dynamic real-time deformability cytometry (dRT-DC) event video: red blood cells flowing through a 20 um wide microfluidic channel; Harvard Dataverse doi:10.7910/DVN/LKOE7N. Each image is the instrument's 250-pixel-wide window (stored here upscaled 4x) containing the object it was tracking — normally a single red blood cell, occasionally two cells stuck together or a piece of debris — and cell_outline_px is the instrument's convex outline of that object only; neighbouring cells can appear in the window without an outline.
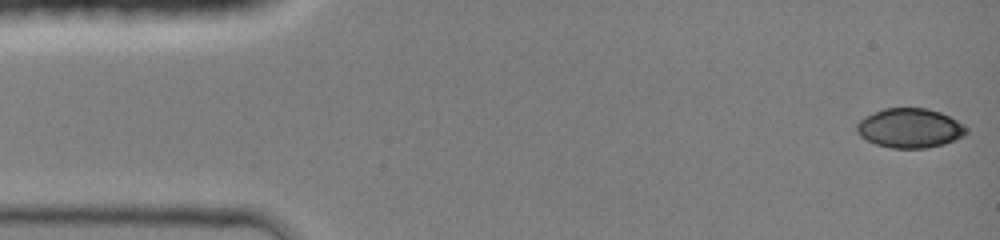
{"species": "common noctule bat (a hibernating species)", "species_latin": "Nyctalus noctula", "temperature_condition": "room temperature", "stored_images_in_passage": 45, "camera_frame_rate_fps": 3000, "um_per_image_px": 0.085, "animal": {"sex": "female", "body_mass_g": 19.0, "forearm_length_mm": 51.5}, "frame": {"image": 1, "passage_image": 1, "time_ms": 0.0, "image_size_px": [1000, 240], "cell_outline_px": [[968, 132], [964, 136], [944, 144], [924, 148], [892, 148], [876, 144], [860, 136], [856, 132], [856, 124], [864, 116], [884, 108], [928, 108], [940, 112], [956, 120], [968, 128]], "centroid_in_image_um": [77.33, 10.88], "position_along_channel_um": 7.7, "area_um2": 25.2}}
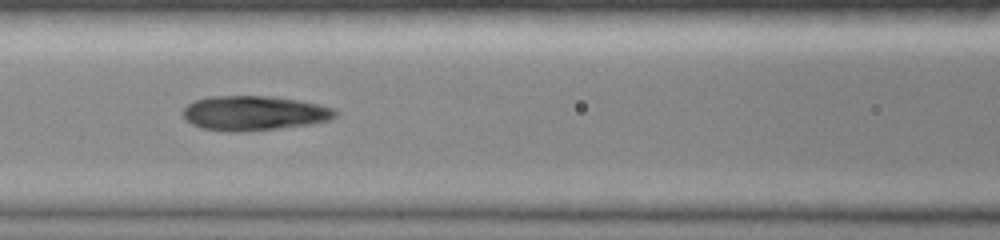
{"frame": {"image": 2, "passage_image": 19, "time_ms": 6.0, "image_size_px": [1000, 240], "cell_outline_px": [[336, 116], [328, 120], [312, 124], [280, 128], [236, 132], [228, 132], [200, 128], [192, 124], [180, 112], [188, 104], [196, 100], [208, 96], [272, 96], [300, 100], [332, 108], [336, 112]], "centroid_in_image_um": [21.56, 9.62], "position_along_channel_um": 145.0, "area_um2": 30.75}}
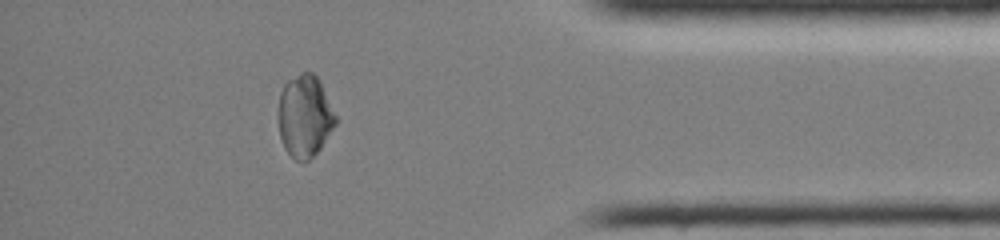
{"frame": {"image": 3, "passage_image": 39, "time_ms": 12.667, "image_size_px": [1000, 240], "cell_outline_px": [[336, 124], [320, 148], [308, 160], [296, 160], [284, 148], [280, 136], [276, 116], [276, 112], [280, 92], [284, 84], [288, 80], [300, 72], [312, 72], [320, 80], [336, 116]], "centroid_in_image_um": [25.86, 9.83], "position_along_channel_um": 409.3, "area_um2": 27.63}, "authors_computed_cell_mechanics": {"area_um2": 29.0734, "velocity_mm_per_s": 4.2586, "shape_relaxation_time_tau1_ms": null, "shape_relaxation_time_tau2_ms": 1.9796, "deformation_change_tau1": null, "deformation_change_tau2": 0.0599}}